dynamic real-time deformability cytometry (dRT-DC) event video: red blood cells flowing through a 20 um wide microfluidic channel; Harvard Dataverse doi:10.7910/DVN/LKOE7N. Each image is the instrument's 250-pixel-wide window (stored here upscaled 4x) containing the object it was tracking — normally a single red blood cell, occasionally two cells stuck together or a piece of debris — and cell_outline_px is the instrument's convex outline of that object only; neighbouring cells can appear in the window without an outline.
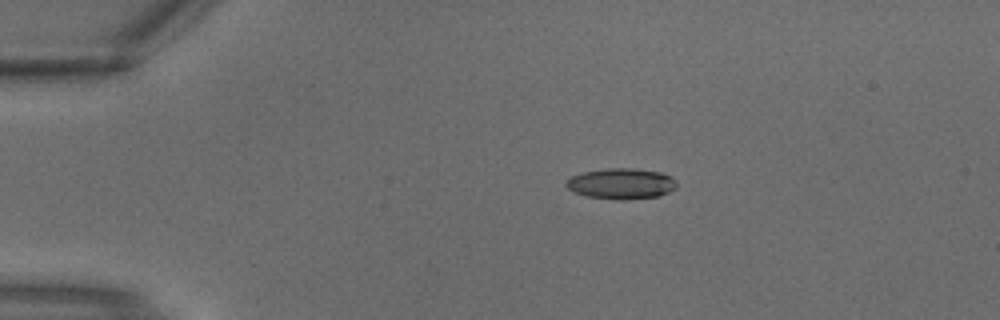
{"species": "common noctule bat (a hibernating species)", "species_latin": "Nyctalus noctula", "temperature_condition": "warm", "stored_images_in_passage": 2, "camera_frame_rate_fps": 3000, "um_per_image_px": 0.085, "animal": {"sex": "male", "body_mass_g": 18.8}, "frame": {"image": 1, "passage_image": 1, "time_ms": 0.0, "image_size_px": [1000, 320], "cell_outline_px": [[676, 188], [660, 196], [620, 200], [588, 196], [572, 192], [564, 184], [572, 176], [580, 172], [608, 168], [632, 168], [660, 172], [676, 180]], "centroid_in_image_um": [52.78, 15.61], "position_along_channel_um": 32.2, "area_um2": 19.77}}
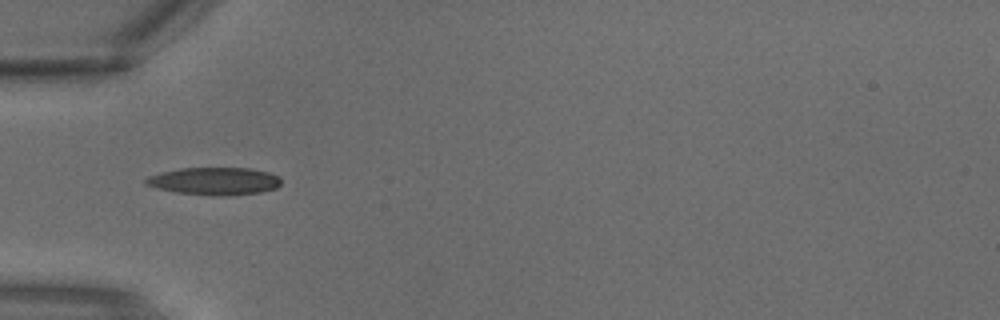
{"frame": {"image": 2, "passage_image": 2, "time_ms": 0.333, "image_size_px": [1000, 320], "cell_outline_px": [[280, 184], [276, 188], [260, 192], [228, 196], [212, 196], [176, 192], [156, 188], [144, 184], [144, 180], [148, 176], [160, 172], [180, 168], [252, 168], [268, 172], [280, 176]], "centroid_in_image_um": [18.21, 15.4], "position_along_channel_um": 66.8, "area_um2": 21.96}}